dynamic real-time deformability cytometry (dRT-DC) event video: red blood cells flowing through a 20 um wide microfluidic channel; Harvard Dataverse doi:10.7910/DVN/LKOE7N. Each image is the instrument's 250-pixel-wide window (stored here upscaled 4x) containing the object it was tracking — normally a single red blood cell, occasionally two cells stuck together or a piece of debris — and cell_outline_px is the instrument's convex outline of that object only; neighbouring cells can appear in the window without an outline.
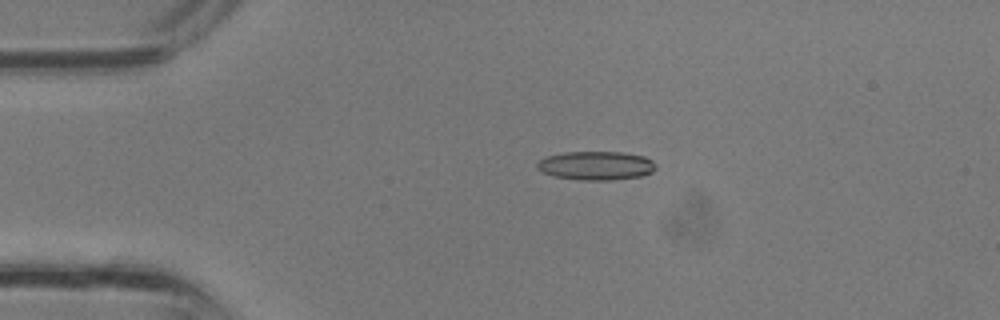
{"species": "common noctule bat (a hibernating species)", "species_latin": "Nyctalus noctula", "temperature_condition": "room temperature", "stored_images_in_passage": 35, "camera_frame_rate_fps": 3000, "um_per_image_px": 0.085, "animal": {"sex": "male", "body_mass_g": 13.3}, "frame": {"image": 1, "passage_image": 8, "time_ms": 2.333, "image_size_px": [1000, 320], "cell_outline_px": [[656, 168], [652, 172], [640, 176], [612, 180], [580, 180], [552, 176], [536, 168], [536, 164], [540, 160], [548, 156], [564, 152], [624, 152], [644, 156], [652, 160], [656, 164]], "centroid_in_image_um": [50.68, 14.08], "position_along_channel_um": 34.3, "area_um2": 19.94}}
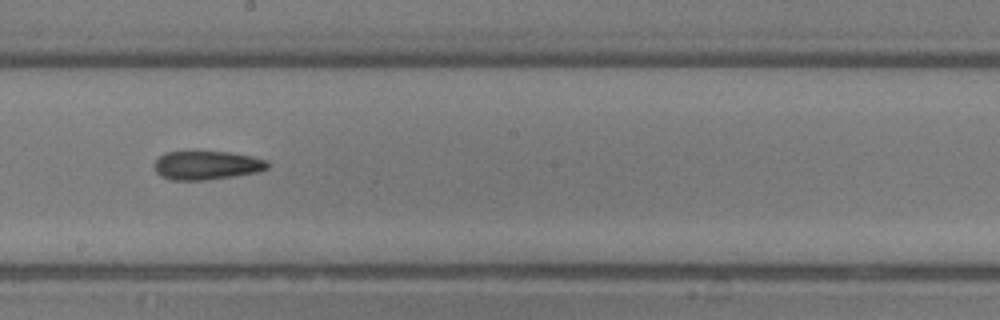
{"frame": {"image": 2, "passage_image": 20, "time_ms": 6.333, "image_size_px": [1000, 320], "cell_outline_px": [[268, 168], [256, 172], [232, 176], [204, 180], [172, 180], [160, 176], [156, 172], [156, 160], [164, 152], [228, 152], [252, 156], [268, 160]], "centroid_in_image_um": [17.58, 14.05], "position_along_channel_um": 230.6, "area_um2": 18.73}}
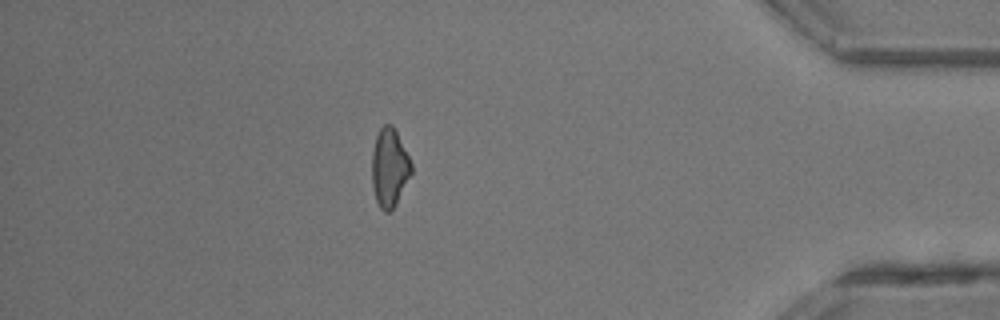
{"frame": {"image": 3, "passage_image": 31, "time_ms": 10.0, "image_size_px": [1000, 320], "cell_outline_px": [[412, 172], [392, 212], [384, 212], [380, 208], [376, 200], [372, 184], [372, 152], [376, 136], [380, 128], [384, 124], [392, 124], [412, 164]], "centroid_in_image_um": [33.09, 14.28], "position_along_channel_um": 402.1, "area_um2": 17.92}}